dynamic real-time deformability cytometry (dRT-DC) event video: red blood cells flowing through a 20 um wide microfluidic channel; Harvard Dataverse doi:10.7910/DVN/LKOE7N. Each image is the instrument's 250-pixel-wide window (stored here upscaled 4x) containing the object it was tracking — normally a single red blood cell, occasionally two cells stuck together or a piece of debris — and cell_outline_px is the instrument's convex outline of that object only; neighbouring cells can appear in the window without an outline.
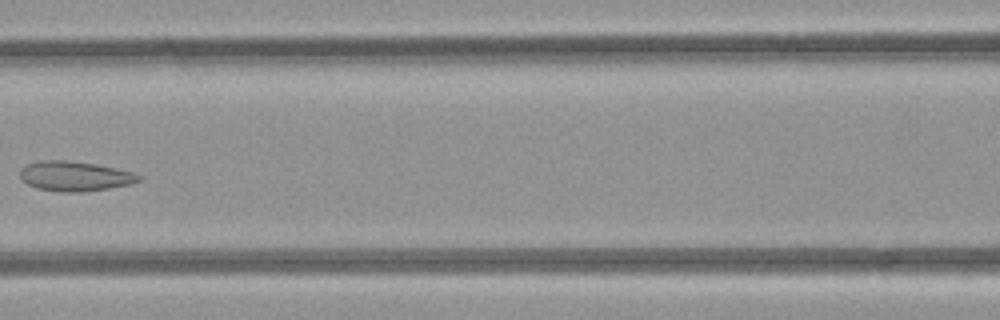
{"species": "common noctule bat (a hibernating species)", "species_latin": "Nyctalus noctula", "temperature_condition": "room temperature", "stored_images_in_passage": 6, "camera_frame_rate_fps": 3000, "um_per_image_px": 0.085, "animal": {"sex": "female", "body_mass_g": 21.9}, "frame": {"image": 1, "passage_image": 6, "time_ms": 6.0, "image_size_px": [1000, 320], "cell_outline_px": [[144, 176], [140, 180], [132, 184], [84, 192], [60, 192], [36, 188], [20, 180], [20, 172], [28, 164], [40, 160], [64, 160], [92, 164], [116, 168], [132, 172]], "centroid_in_image_um": [6.37, 14.99], "position_along_channel_um": 160.2, "area_um2": 20.58}}